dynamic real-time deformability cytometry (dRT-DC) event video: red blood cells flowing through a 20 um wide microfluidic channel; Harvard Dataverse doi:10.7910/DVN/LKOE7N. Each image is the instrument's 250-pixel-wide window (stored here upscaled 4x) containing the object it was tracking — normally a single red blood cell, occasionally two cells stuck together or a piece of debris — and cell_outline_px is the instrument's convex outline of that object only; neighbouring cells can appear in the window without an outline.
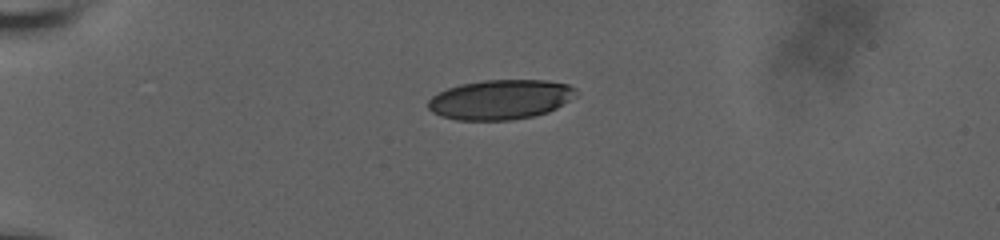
{"species": "human", "species_latin": "Homo sapiens", "temperature_condition": "room temperature", "stored_images_in_passage": 43, "camera_frame_rate_fps": 3000, "um_per_image_px": 0.085, "donor": {"sex": "male"}, "frame": {"image": 1, "passage_image": 1, "time_ms": 0.0, "image_size_px": [1000, 240], "cell_outline_px": [[576, 92], [568, 100], [556, 108], [548, 112], [532, 116], [508, 120], [456, 120], [440, 116], [432, 112], [428, 108], [428, 100], [432, 96], [448, 88], [460, 84], [484, 80], [544, 80], [568, 84], [576, 88]], "centroid_in_image_um": [42.49, 8.46], "position_along_channel_um": 42.5, "area_um2": 34.04}}
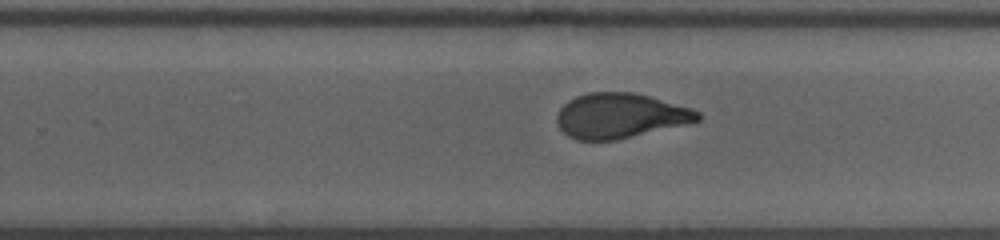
{"frame": {"image": 2, "passage_image": 24, "time_ms": 7.667, "image_size_px": [1000, 240], "cell_outline_px": [[700, 120], [616, 140], [576, 140], [568, 136], [560, 128], [556, 120], [556, 116], [560, 108], [568, 100], [576, 96], [588, 92], [636, 92], [692, 108], [700, 112]], "centroid_in_image_um": [52.68, 9.82], "position_along_channel_um": 277.1, "area_um2": 36.76}}
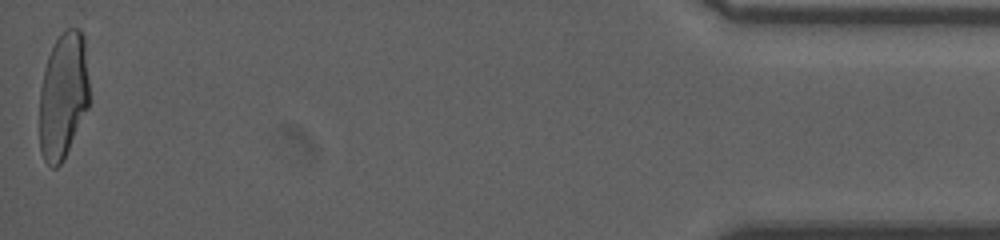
{"frame": {"image": 3, "passage_image": 43, "time_ms": 14.0, "image_size_px": [1000, 240], "cell_outline_px": [[88, 108], [60, 164], [56, 168], [52, 168], [44, 160], [40, 152], [40, 88], [44, 68], [48, 56], [56, 40], [68, 28], [80, 28], [84, 36], [88, 80]], "centroid_in_image_um": [5.36, 8.11], "position_along_channel_um": 429.8, "area_um2": 36.36}, "authors_computed_cell_mechanics": {"area_um2": 37.7434, "velocity_mm_per_s": 3.718, "shape_relaxation_time_tau1_ms": 4.945, "shape_relaxation_time_tau2_ms": 0.8699, "deformation_change_tau1": 0.1843, "deformation_change_tau2": 0.0749}}